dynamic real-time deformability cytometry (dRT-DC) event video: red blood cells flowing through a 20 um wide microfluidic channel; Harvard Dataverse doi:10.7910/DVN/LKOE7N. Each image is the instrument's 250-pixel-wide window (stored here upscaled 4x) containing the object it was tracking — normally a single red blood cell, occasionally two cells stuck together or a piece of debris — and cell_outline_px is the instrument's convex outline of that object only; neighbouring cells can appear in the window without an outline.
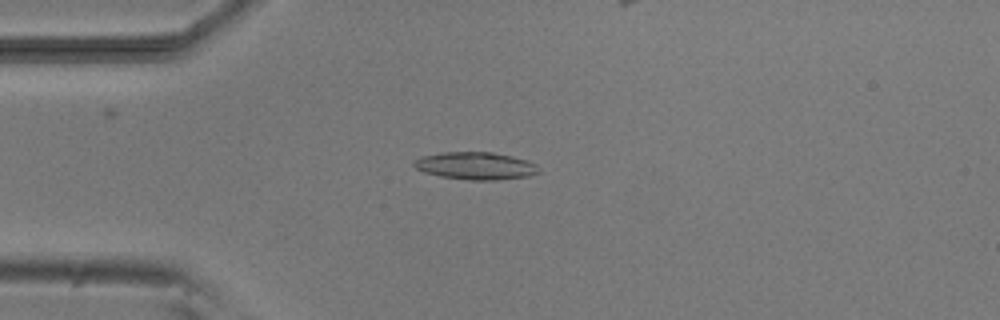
{"species": "common noctule bat (a hibernating species)", "species_latin": "Nyctalus noctula", "temperature_condition": "room temperature", "stored_images_in_passage": 46, "camera_frame_rate_fps": 3000, "um_per_image_px": 0.085, "animal": {"sex": "male", "body_mass_g": 20.5, "forearm_length_mm": 52.5}, "frame": {"image": 1, "passage_image": 13, "time_ms": 4.0, "image_size_px": [1000, 320], "cell_outline_px": [[540, 172], [528, 176], [496, 180], [468, 180], [440, 176], [424, 172], [416, 168], [412, 164], [420, 156], [440, 152], [492, 152], [512, 156], [528, 160], [536, 164], [540, 168]], "centroid_in_image_um": [40.44, 14.09], "position_along_channel_um": 44.6, "area_um2": 20.11}}
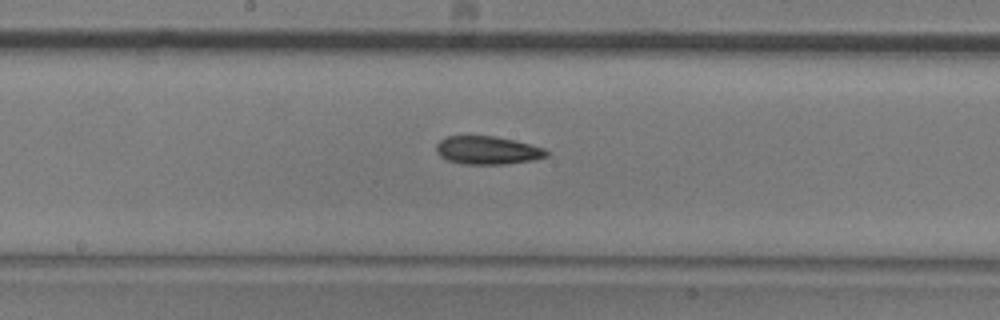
{"frame": {"image": 2, "passage_image": 27, "time_ms": 8.667, "image_size_px": [1000, 320], "cell_outline_px": [[548, 156], [532, 160], [504, 164], [460, 164], [448, 160], [440, 156], [436, 152], [436, 144], [440, 140], [448, 136], [496, 136], [516, 140], [544, 148], [548, 152]], "centroid_in_image_um": [41.43, 12.77], "position_along_channel_um": 206.8, "area_um2": 18.15}}
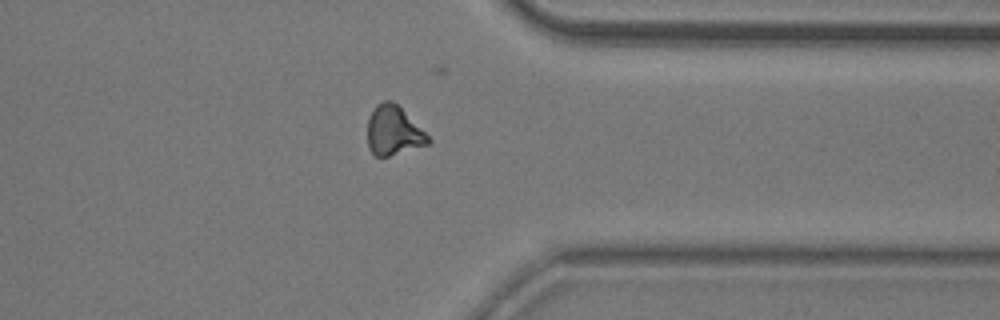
{"frame": {"image": 3, "passage_image": 41, "time_ms": 13.333, "image_size_px": [1000, 320], "cell_outline_px": [[432, 144], [388, 156], [376, 156], [368, 148], [368, 116], [376, 104], [384, 100], [392, 100], [432, 140]], "centroid_in_image_um": [33.43, 11.12], "position_along_channel_um": 378.0, "area_um2": 17.28}}